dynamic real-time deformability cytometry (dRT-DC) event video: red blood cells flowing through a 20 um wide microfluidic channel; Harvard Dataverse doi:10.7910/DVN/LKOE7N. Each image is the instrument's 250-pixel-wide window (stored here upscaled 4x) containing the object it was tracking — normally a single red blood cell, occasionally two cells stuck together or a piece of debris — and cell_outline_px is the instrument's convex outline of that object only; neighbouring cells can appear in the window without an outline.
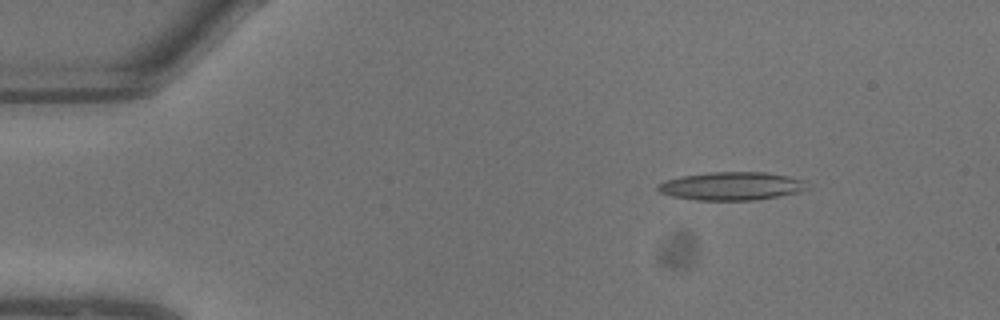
{"species": "common noctule bat (a hibernating species)", "species_latin": "Nyctalus noctula", "temperature_condition": "warm", "stored_images_in_passage": 6, "camera_frame_rate_fps": 3000, "um_per_image_px": 0.085, "animal": {"sex": "male", "body_mass_g": 13.3}, "frame": {"image": 1, "passage_image": 1, "time_ms": 0.0, "image_size_px": [1000, 320], "cell_outline_px": [[812, 188], [800, 192], [780, 196], [756, 200], [696, 200], [672, 196], [660, 192], [656, 188], [656, 184], [664, 180], [680, 176], [712, 172], [764, 172], [788, 176], [804, 180]], "centroid_in_image_um": [62.21, 15.82], "position_along_channel_um": 22.8, "area_um2": 24.85}}
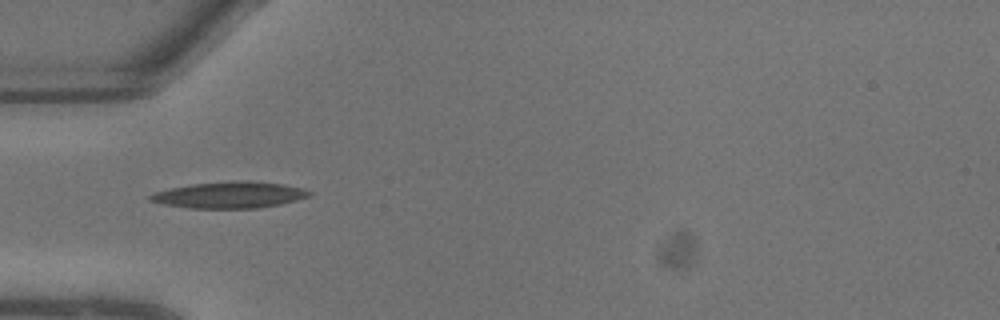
{"frame": {"image": 2, "passage_image": 5, "time_ms": 1.333, "image_size_px": [1000, 320], "cell_outline_px": [[312, 192], [308, 196], [296, 200], [280, 204], [256, 208], [188, 208], [164, 204], [148, 200], [148, 196], [156, 192], [172, 188], [192, 184], [236, 180], [248, 180], [284, 184], [304, 188]], "centroid_in_image_um": [19.53, 16.56], "position_along_channel_um": 65.5, "area_um2": 24.39}}